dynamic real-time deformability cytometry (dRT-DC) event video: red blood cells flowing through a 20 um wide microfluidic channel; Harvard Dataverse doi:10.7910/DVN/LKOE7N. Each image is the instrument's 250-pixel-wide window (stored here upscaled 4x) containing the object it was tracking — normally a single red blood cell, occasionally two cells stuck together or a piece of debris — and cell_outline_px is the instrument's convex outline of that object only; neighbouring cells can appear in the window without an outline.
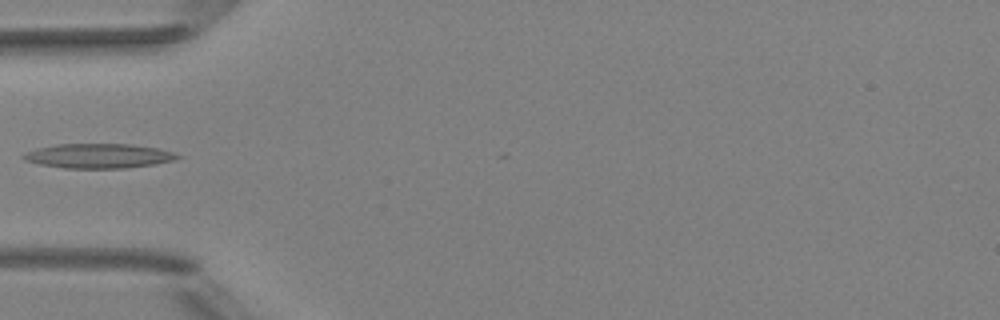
{"species": "Egyptian fruit bat (a non-hibernating species)", "species_latin": "Rousettus aegyptiacus", "temperature_condition": "room temperature", "stored_images_in_passage": 5, "camera_frame_rate_fps": 3000, "um_per_image_px": 0.085, "animal": {"sex": "female"}, "frame": {"image": 1, "passage_image": 4, "time_ms": 3.667, "image_size_px": [1000, 320], "cell_outline_px": [[184, 156], [172, 160], [156, 164], [124, 168], [64, 168], [40, 164], [24, 160], [20, 156], [28, 152], [40, 148], [56, 144], [128, 144], [156, 148], [172, 152]], "centroid_in_image_um": [8.39, 13.25], "position_along_channel_um": 76.6, "area_um2": 21.79}}
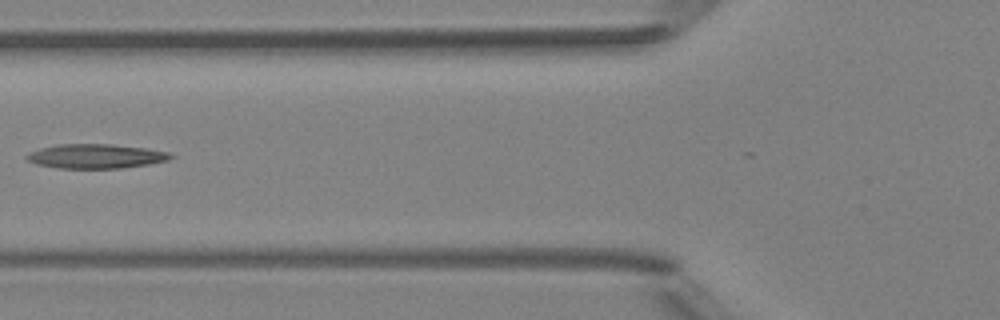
{"frame": {"image": 2, "passage_image": 5, "time_ms": 4.667, "image_size_px": [1000, 320], "cell_outline_px": [[176, 156], [168, 160], [148, 164], [120, 168], [60, 168], [36, 164], [28, 160], [24, 156], [28, 152], [40, 148], [56, 144], [112, 144], [148, 148], [168, 152]], "centroid_in_image_um": [8.14, 13.27], "position_along_channel_um": 117.7, "area_um2": 20.52}}